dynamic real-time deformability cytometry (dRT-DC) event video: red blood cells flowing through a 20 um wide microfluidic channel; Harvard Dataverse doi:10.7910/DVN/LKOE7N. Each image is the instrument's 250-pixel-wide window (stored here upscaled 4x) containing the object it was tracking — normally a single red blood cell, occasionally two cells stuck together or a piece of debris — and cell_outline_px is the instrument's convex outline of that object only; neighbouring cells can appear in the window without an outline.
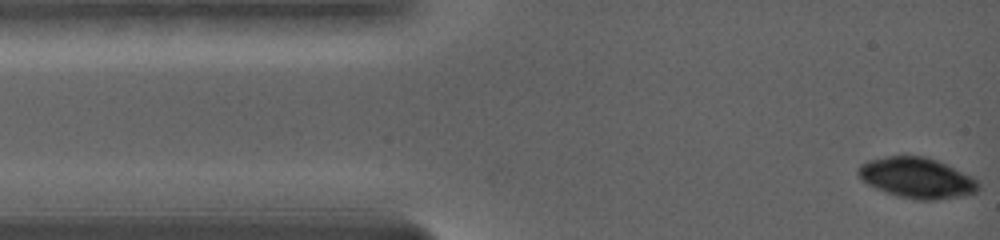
{"species": "common noctule bat (a hibernating species)", "species_latin": "Nyctalus noctula", "temperature_condition": "warm", "stored_images_in_passage": 3, "camera_frame_rate_fps": 5000, "um_per_image_px": 0.085, "animal": {"sex": "female", "body_mass_g": 19.0, "forearm_length_mm": 56.7}, "frame": {"image": 1, "passage_image": 1, "time_ms": 0.0, "image_size_px": [1000, 240], "cell_outline_px": [[980, 188], [976, 192], [960, 196], [936, 200], [916, 200], [896, 196], [876, 188], [860, 180], [856, 172], [860, 164], [868, 160], [888, 156], [924, 156], [936, 160], [972, 176], [980, 184]], "centroid_in_image_um": [77.91, 15.13], "position_along_channel_um": 7.1, "area_um2": 28.44}}